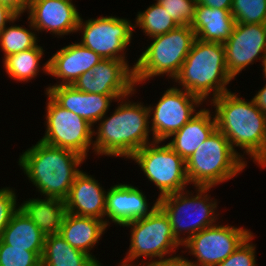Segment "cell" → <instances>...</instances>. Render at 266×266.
<instances>
[{"instance_id": "obj_1", "label": "cell", "mask_w": 266, "mask_h": 266, "mask_svg": "<svg viewBox=\"0 0 266 266\" xmlns=\"http://www.w3.org/2000/svg\"><path fill=\"white\" fill-rule=\"evenodd\" d=\"M136 89L137 87L131 94L118 99L114 112L109 117L107 114L103 116L96 123L97 128L93 127L94 155L122 157L127 161L136 151L154 141L148 106L144 102L129 99L136 94Z\"/></svg>"}, {"instance_id": "obj_2", "label": "cell", "mask_w": 266, "mask_h": 266, "mask_svg": "<svg viewBox=\"0 0 266 266\" xmlns=\"http://www.w3.org/2000/svg\"><path fill=\"white\" fill-rule=\"evenodd\" d=\"M240 95L230 90L210 100L207 106L214 107L217 129L226 136L233 150L246 163V155L255 162L266 147V116L252 99Z\"/></svg>"}, {"instance_id": "obj_3", "label": "cell", "mask_w": 266, "mask_h": 266, "mask_svg": "<svg viewBox=\"0 0 266 266\" xmlns=\"http://www.w3.org/2000/svg\"><path fill=\"white\" fill-rule=\"evenodd\" d=\"M85 161L74 151L38 140L19 155L17 163L41 196L65 200Z\"/></svg>"}, {"instance_id": "obj_4", "label": "cell", "mask_w": 266, "mask_h": 266, "mask_svg": "<svg viewBox=\"0 0 266 266\" xmlns=\"http://www.w3.org/2000/svg\"><path fill=\"white\" fill-rule=\"evenodd\" d=\"M232 80L234 78L226 67L224 45L196 38L179 73L172 81L178 84L175 87L198 96L207 104L213 98L230 91L227 87Z\"/></svg>"}, {"instance_id": "obj_5", "label": "cell", "mask_w": 266, "mask_h": 266, "mask_svg": "<svg viewBox=\"0 0 266 266\" xmlns=\"http://www.w3.org/2000/svg\"><path fill=\"white\" fill-rule=\"evenodd\" d=\"M151 43L134 61V82L138 87L155 77L173 80L179 73L196 39L189 25H179L168 33L150 38Z\"/></svg>"}, {"instance_id": "obj_6", "label": "cell", "mask_w": 266, "mask_h": 266, "mask_svg": "<svg viewBox=\"0 0 266 266\" xmlns=\"http://www.w3.org/2000/svg\"><path fill=\"white\" fill-rule=\"evenodd\" d=\"M247 166L216 129L186 160V174L190 185L213 188L237 177Z\"/></svg>"}, {"instance_id": "obj_7", "label": "cell", "mask_w": 266, "mask_h": 266, "mask_svg": "<svg viewBox=\"0 0 266 266\" xmlns=\"http://www.w3.org/2000/svg\"><path fill=\"white\" fill-rule=\"evenodd\" d=\"M211 189L195 187V192L184 190L158 199V206L169 217L173 234L181 244L218 222V201L208 194Z\"/></svg>"}, {"instance_id": "obj_8", "label": "cell", "mask_w": 266, "mask_h": 266, "mask_svg": "<svg viewBox=\"0 0 266 266\" xmlns=\"http://www.w3.org/2000/svg\"><path fill=\"white\" fill-rule=\"evenodd\" d=\"M122 227L130 228V245L126 256L120 260L121 265H140L172 257L178 247H182L173 234L169 217L159 206L147 217L130 221Z\"/></svg>"}, {"instance_id": "obj_9", "label": "cell", "mask_w": 266, "mask_h": 266, "mask_svg": "<svg viewBox=\"0 0 266 266\" xmlns=\"http://www.w3.org/2000/svg\"><path fill=\"white\" fill-rule=\"evenodd\" d=\"M129 160L134 161L146 179L159 190L158 199L187 190L188 184L190 185L186 174V161L163 141H153L145 145Z\"/></svg>"}, {"instance_id": "obj_10", "label": "cell", "mask_w": 266, "mask_h": 266, "mask_svg": "<svg viewBox=\"0 0 266 266\" xmlns=\"http://www.w3.org/2000/svg\"><path fill=\"white\" fill-rule=\"evenodd\" d=\"M134 30V23L128 18L101 15L84 20L80 16L76 33L82 32L79 42L82 46L93 50L103 59L123 60L134 71L135 65H129L126 59V50L133 40Z\"/></svg>"}, {"instance_id": "obj_11", "label": "cell", "mask_w": 266, "mask_h": 266, "mask_svg": "<svg viewBox=\"0 0 266 266\" xmlns=\"http://www.w3.org/2000/svg\"><path fill=\"white\" fill-rule=\"evenodd\" d=\"M45 134L39 140L62 149L74 151L84 157H89L93 151V126L77 114L61 107L47 92Z\"/></svg>"}, {"instance_id": "obj_12", "label": "cell", "mask_w": 266, "mask_h": 266, "mask_svg": "<svg viewBox=\"0 0 266 266\" xmlns=\"http://www.w3.org/2000/svg\"><path fill=\"white\" fill-rule=\"evenodd\" d=\"M203 103L198 96L175 87V83L167 88L155 105H148L153 140L166 142L201 110Z\"/></svg>"}, {"instance_id": "obj_13", "label": "cell", "mask_w": 266, "mask_h": 266, "mask_svg": "<svg viewBox=\"0 0 266 266\" xmlns=\"http://www.w3.org/2000/svg\"><path fill=\"white\" fill-rule=\"evenodd\" d=\"M220 222L194 234L182 244V253L189 252L195 261L191 266H216L228 258L241 243L252 233L244 227H236Z\"/></svg>"}, {"instance_id": "obj_14", "label": "cell", "mask_w": 266, "mask_h": 266, "mask_svg": "<svg viewBox=\"0 0 266 266\" xmlns=\"http://www.w3.org/2000/svg\"><path fill=\"white\" fill-rule=\"evenodd\" d=\"M223 45L228 73L235 79L249 65L266 59V24L236 23Z\"/></svg>"}, {"instance_id": "obj_15", "label": "cell", "mask_w": 266, "mask_h": 266, "mask_svg": "<svg viewBox=\"0 0 266 266\" xmlns=\"http://www.w3.org/2000/svg\"><path fill=\"white\" fill-rule=\"evenodd\" d=\"M82 92L129 95L135 90L134 71L123 61L103 59L84 72L73 84Z\"/></svg>"}, {"instance_id": "obj_16", "label": "cell", "mask_w": 266, "mask_h": 266, "mask_svg": "<svg viewBox=\"0 0 266 266\" xmlns=\"http://www.w3.org/2000/svg\"><path fill=\"white\" fill-rule=\"evenodd\" d=\"M72 0H31L27 9L37 33H49L57 38L76 33L80 13Z\"/></svg>"}, {"instance_id": "obj_17", "label": "cell", "mask_w": 266, "mask_h": 266, "mask_svg": "<svg viewBox=\"0 0 266 266\" xmlns=\"http://www.w3.org/2000/svg\"><path fill=\"white\" fill-rule=\"evenodd\" d=\"M145 193L131 184L118 183L107 189L105 223L122 227L124 224L147 217L158 207V198L151 206ZM155 202V203H154Z\"/></svg>"}, {"instance_id": "obj_18", "label": "cell", "mask_w": 266, "mask_h": 266, "mask_svg": "<svg viewBox=\"0 0 266 266\" xmlns=\"http://www.w3.org/2000/svg\"><path fill=\"white\" fill-rule=\"evenodd\" d=\"M47 92L61 107L81 116L93 127L110 111L111 103L127 95H102L77 90L73 85L48 86Z\"/></svg>"}, {"instance_id": "obj_19", "label": "cell", "mask_w": 266, "mask_h": 266, "mask_svg": "<svg viewBox=\"0 0 266 266\" xmlns=\"http://www.w3.org/2000/svg\"><path fill=\"white\" fill-rule=\"evenodd\" d=\"M103 58L78 41L60 48L48 59V75L59 79L49 86L73 85L75 81Z\"/></svg>"}, {"instance_id": "obj_20", "label": "cell", "mask_w": 266, "mask_h": 266, "mask_svg": "<svg viewBox=\"0 0 266 266\" xmlns=\"http://www.w3.org/2000/svg\"><path fill=\"white\" fill-rule=\"evenodd\" d=\"M95 178L83 170L76 175L65 199L68 213L105 221L107 191Z\"/></svg>"}, {"instance_id": "obj_21", "label": "cell", "mask_w": 266, "mask_h": 266, "mask_svg": "<svg viewBox=\"0 0 266 266\" xmlns=\"http://www.w3.org/2000/svg\"><path fill=\"white\" fill-rule=\"evenodd\" d=\"M107 228L103 220L67 212L59 234L72 247L87 253L101 265L103 263L90 251L99 243Z\"/></svg>"}, {"instance_id": "obj_22", "label": "cell", "mask_w": 266, "mask_h": 266, "mask_svg": "<svg viewBox=\"0 0 266 266\" xmlns=\"http://www.w3.org/2000/svg\"><path fill=\"white\" fill-rule=\"evenodd\" d=\"M212 111L210 108H201L181 129L170 136L171 140L167 144L185 161L217 129Z\"/></svg>"}, {"instance_id": "obj_23", "label": "cell", "mask_w": 266, "mask_h": 266, "mask_svg": "<svg viewBox=\"0 0 266 266\" xmlns=\"http://www.w3.org/2000/svg\"><path fill=\"white\" fill-rule=\"evenodd\" d=\"M236 20L231 10H222L197 4L189 25L197 39L224 44L233 33Z\"/></svg>"}, {"instance_id": "obj_24", "label": "cell", "mask_w": 266, "mask_h": 266, "mask_svg": "<svg viewBox=\"0 0 266 266\" xmlns=\"http://www.w3.org/2000/svg\"><path fill=\"white\" fill-rule=\"evenodd\" d=\"M19 209L31 219L46 236L60 233L67 213L65 200L54 197L29 198L19 203Z\"/></svg>"}, {"instance_id": "obj_25", "label": "cell", "mask_w": 266, "mask_h": 266, "mask_svg": "<svg viewBox=\"0 0 266 266\" xmlns=\"http://www.w3.org/2000/svg\"><path fill=\"white\" fill-rule=\"evenodd\" d=\"M0 239L10 248H26L41 259L45 235L20 209L12 215Z\"/></svg>"}, {"instance_id": "obj_26", "label": "cell", "mask_w": 266, "mask_h": 266, "mask_svg": "<svg viewBox=\"0 0 266 266\" xmlns=\"http://www.w3.org/2000/svg\"><path fill=\"white\" fill-rule=\"evenodd\" d=\"M41 266H104L87 253L72 247L59 234L45 237Z\"/></svg>"}, {"instance_id": "obj_27", "label": "cell", "mask_w": 266, "mask_h": 266, "mask_svg": "<svg viewBox=\"0 0 266 266\" xmlns=\"http://www.w3.org/2000/svg\"><path fill=\"white\" fill-rule=\"evenodd\" d=\"M44 52L43 47L37 44L34 48L7 56L2 60V66L11 80L31 82L42 70L48 75V60L40 67Z\"/></svg>"}, {"instance_id": "obj_28", "label": "cell", "mask_w": 266, "mask_h": 266, "mask_svg": "<svg viewBox=\"0 0 266 266\" xmlns=\"http://www.w3.org/2000/svg\"><path fill=\"white\" fill-rule=\"evenodd\" d=\"M20 17L21 15H18L0 33V51L4 54L3 60L9 55L34 48L39 42L40 37H37V31L29 19H27L29 29L23 27L24 25L15 24Z\"/></svg>"}, {"instance_id": "obj_29", "label": "cell", "mask_w": 266, "mask_h": 266, "mask_svg": "<svg viewBox=\"0 0 266 266\" xmlns=\"http://www.w3.org/2000/svg\"><path fill=\"white\" fill-rule=\"evenodd\" d=\"M134 23V29L139 27L147 38L168 33L179 26L157 1L147 9L137 12Z\"/></svg>"}, {"instance_id": "obj_30", "label": "cell", "mask_w": 266, "mask_h": 266, "mask_svg": "<svg viewBox=\"0 0 266 266\" xmlns=\"http://www.w3.org/2000/svg\"><path fill=\"white\" fill-rule=\"evenodd\" d=\"M231 14L236 23L266 24V0H232Z\"/></svg>"}, {"instance_id": "obj_31", "label": "cell", "mask_w": 266, "mask_h": 266, "mask_svg": "<svg viewBox=\"0 0 266 266\" xmlns=\"http://www.w3.org/2000/svg\"><path fill=\"white\" fill-rule=\"evenodd\" d=\"M0 266H41V259L26 248H10L0 239Z\"/></svg>"}, {"instance_id": "obj_32", "label": "cell", "mask_w": 266, "mask_h": 266, "mask_svg": "<svg viewBox=\"0 0 266 266\" xmlns=\"http://www.w3.org/2000/svg\"><path fill=\"white\" fill-rule=\"evenodd\" d=\"M178 25H190L197 5L196 0H155Z\"/></svg>"}, {"instance_id": "obj_33", "label": "cell", "mask_w": 266, "mask_h": 266, "mask_svg": "<svg viewBox=\"0 0 266 266\" xmlns=\"http://www.w3.org/2000/svg\"><path fill=\"white\" fill-rule=\"evenodd\" d=\"M254 237L251 233L228 258L216 266H257Z\"/></svg>"}, {"instance_id": "obj_34", "label": "cell", "mask_w": 266, "mask_h": 266, "mask_svg": "<svg viewBox=\"0 0 266 266\" xmlns=\"http://www.w3.org/2000/svg\"><path fill=\"white\" fill-rule=\"evenodd\" d=\"M15 190L7 186L0 189V238L12 215L19 209V199Z\"/></svg>"}, {"instance_id": "obj_35", "label": "cell", "mask_w": 266, "mask_h": 266, "mask_svg": "<svg viewBox=\"0 0 266 266\" xmlns=\"http://www.w3.org/2000/svg\"><path fill=\"white\" fill-rule=\"evenodd\" d=\"M140 266H191L188 262V257L177 254L172 257L150 260L140 264Z\"/></svg>"}, {"instance_id": "obj_36", "label": "cell", "mask_w": 266, "mask_h": 266, "mask_svg": "<svg viewBox=\"0 0 266 266\" xmlns=\"http://www.w3.org/2000/svg\"><path fill=\"white\" fill-rule=\"evenodd\" d=\"M18 14L8 6L0 3V33Z\"/></svg>"}, {"instance_id": "obj_37", "label": "cell", "mask_w": 266, "mask_h": 266, "mask_svg": "<svg viewBox=\"0 0 266 266\" xmlns=\"http://www.w3.org/2000/svg\"><path fill=\"white\" fill-rule=\"evenodd\" d=\"M31 0H0L1 4H4L11 8L18 15H21L27 12L29 3Z\"/></svg>"}, {"instance_id": "obj_38", "label": "cell", "mask_w": 266, "mask_h": 266, "mask_svg": "<svg viewBox=\"0 0 266 266\" xmlns=\"http://www.w3.org/2000/svg\"><path fill=\"white\" fill-rule=\"evenodd\" d=\"M256 107L266 116V82L252 97Z\"/></svg>"}, {"instance_id": "obj_39", "label": "cell", "mask_w": 266, "mask_h": 266, "mask_svg": "<svg viewBox=\"0 0 266 266\" xmlns=\"http://www.w3.org/2000/svg\"><path fill=\"white\" fill-rule=\"evenodd\" d=\"M197 4L222 10H231L232 0H196Z\"/></svg>"}, {"instance_id": "obj_40", "label": "cell", "mask_w": 266, "mask_h": 266, "mask_svg": "<svg viewBox=\"0 0 266 266\" xmlns=\"http://www.w3.org/2000/svg\"><path fill=\"white\" fill-rule=\"evenodd\" d=\"M254 164L258 165V167L260 166L262 169L266 168V147L261 156L254 162Z\"/></svg>"}, {"instance_id": "obj_41", "label": "cell", "mask_w": 266, "mask_h": 266, "mask_svg": "<svg viewBox=\"0 0 266 266\" xmlns=\"http://www.w3.org/2000/svg\"><path fill=\"white\" fill-rule=\"evenodd\" d=\"M262 67V77L264 78V81L266 80V59L261 63Z\"/></svg>"}, {"instance_id": "obj_42", "label": "cell", "mask_w": 266, "mask_h": 266, "mask_svg": "<svg viewBox=\"0 0 266 266\" xmlns=\"http://www.w3.org/2000/svg\"><path fill=\"white\" fill-rule=\"evenodd\" d=\"M118 266H132V265H121V264H119Z\"/></svg>"}]
</instances>
